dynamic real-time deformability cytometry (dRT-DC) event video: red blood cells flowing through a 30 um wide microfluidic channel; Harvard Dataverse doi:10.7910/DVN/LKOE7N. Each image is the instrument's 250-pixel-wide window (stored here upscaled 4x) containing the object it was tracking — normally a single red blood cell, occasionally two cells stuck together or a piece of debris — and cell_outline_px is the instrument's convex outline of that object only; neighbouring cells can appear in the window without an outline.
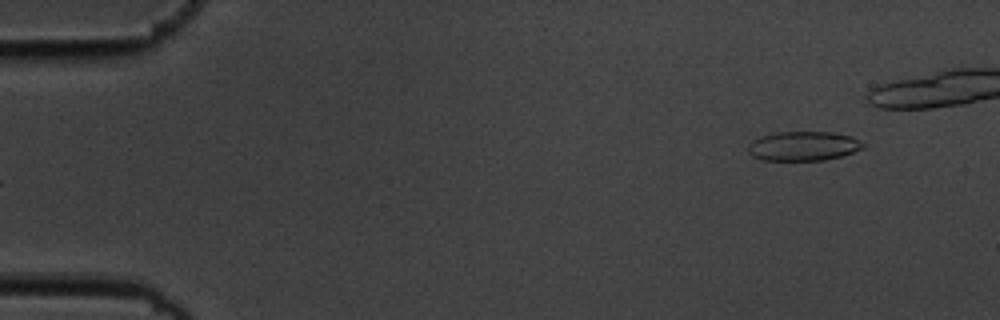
{"species": "common noctule bat (a hibernating species)", "species_latin": "Nyctalus noctula", "temperature_condition": "cold", "stored_images_in_passage": 42, "segment_of_instrument_passage": [1, 2], "camera_frame_rate_fps": 3000, "um_per_image_px": 0.085, "animal": {"sex": "male", "body_mass_g": 19.5, "forearm_length_mm": 54.6}, "frame": {"image": 1, "passage_image": 1, "time_ms": 0.0, "image_size_px": [1000, 320], "cell_outline_px": [[864, 148], [840, 156], [824, 160], [760, 160], [752, 156], [748, 152], [748, 144], [752, 140], [760, 136], [772, 132], [832, 132], [852, 136], [860, 140], [864, 144]], "centroid_in_image_um": [68.25, 12.41], "position_along_channel_um": 16.8, "area_um2": 19.83}}
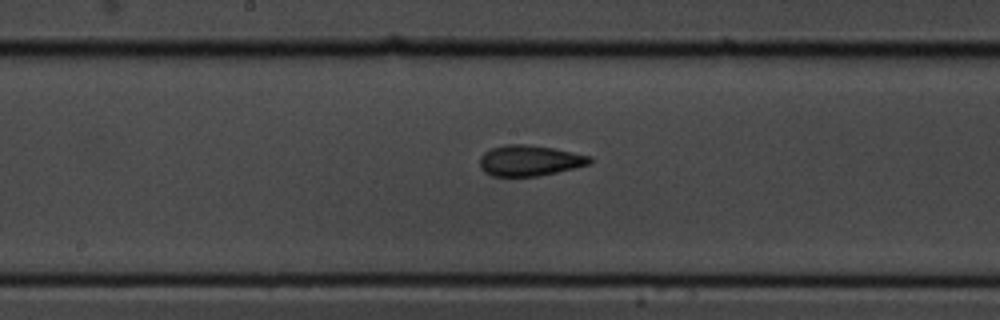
{"frame": {"image": 2, "passage_image": 25, "time_ms": 8.0, "image_size_px": [1000, 320], "cell_outline_px": [[592, 160], [588, 164], [556, 172], [536, 176], [492, 176], [484, 172], [480, 168], [480, 156], [484, 152], [492, 148], [504, 144], [524, 144], [552, 148], [592, 156]], "centroid_in_image_um": [44.97, 13.64], "position_along_channel_um": 203.2, "area_um2": 19.54}}
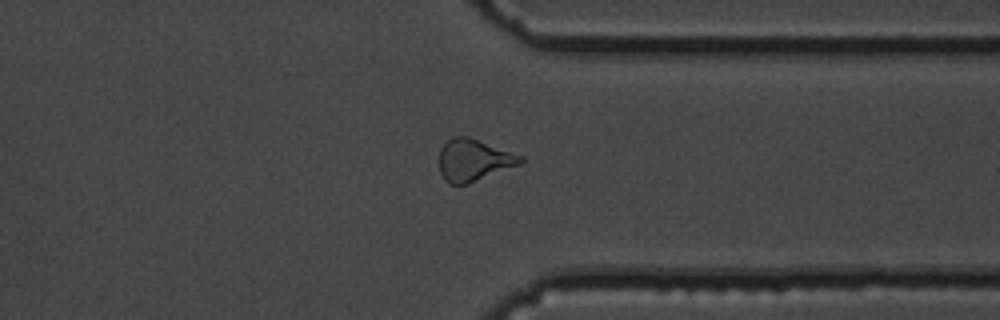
{"frame": {"image": 3, "passage_image": 39, "time_ms": 12.667, "image_size_px": [1000, 320], "cell_outline_px": [[524, 160], [520, 164], [468, 184], [452, 184], [444, 180], [440, 172], [436, 160], [440, 148], [452, 136], [468, 136], [524, 156]], "centroid_in_image_um": [40.21, 13.6], "position_along_channel_um": 371.2, "area_um2": 20.17}}